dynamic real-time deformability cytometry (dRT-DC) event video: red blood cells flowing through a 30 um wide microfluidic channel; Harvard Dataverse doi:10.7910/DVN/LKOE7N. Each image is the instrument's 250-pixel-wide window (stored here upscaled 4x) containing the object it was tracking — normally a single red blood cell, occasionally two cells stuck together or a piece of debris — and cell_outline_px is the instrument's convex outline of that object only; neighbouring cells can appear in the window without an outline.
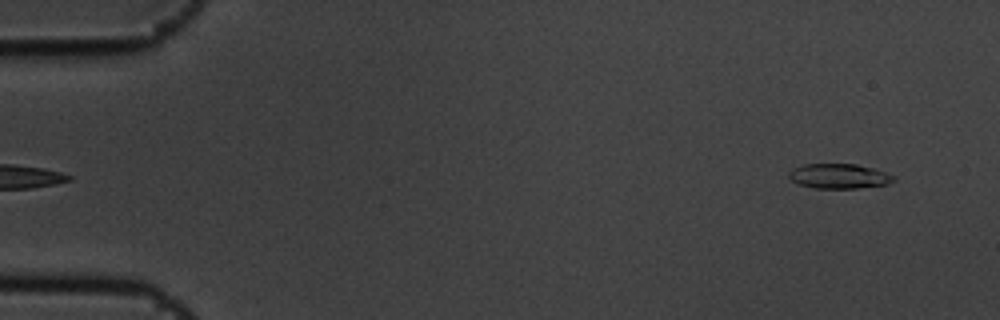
{"species": "common noctule bat (a hibernating species)", "species_latin": "Nyctalus noctula", "temperature_condition": "cold", "stored_images_in_passage": 6, "segment_of_instrument_passage": [2, 2], "camera_frame_rate_fps": 3000, "um_per_image_px": 0.085, "animal": {"sex": "male", "body_mass_g": 19.5, "forearm_length_mm": 54.6}, "frame": {"image": 1, "passage_image": 6, "time_ms": 1.667, "image_size_px": [1000, 320], "cell_outline_px": [[896, 180], [888, 184], [856, 188], [816, 188], [796, 184], [788, 176], [788, 172], [792, 168], [804, 164], [856, 164], [872, 168], [896, 176]], "centroid_in_image_um": [71.3, 14.97], "position_along_channel_um": 13.7, "area_um2": 15.2}}